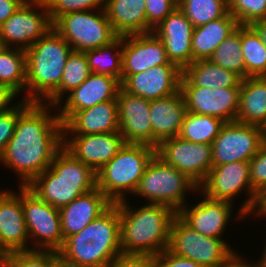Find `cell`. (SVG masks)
Listing matches in <instances>:
<instances>
[{"mask_svg": "<svg viewBox=\"0 0 266 267\" xmlns=\"http://www.w3.org/2000/svg\"><path fill=\"white\" fill-rule=\"evenodd\" d=\"M194 26L177 6L153 33L163 42L168 59L181 70L193 62L192 34Z\"/></svg>", "mask_w": 266, "mask_h": 267, "instance_id": "603a6c76", "label": "cell"}, {"mask_svg": "<svg viewBox=\"0 0 266 267\" xmlns=\"http://www.w3.org/2000/svg\"><path fill=\"white\" fill-rule=\"evenodd\" d=\"M242 253L236 254L224 267H259L258 263L254 260L248 259Z\"/></svg>", "mask_w": 266, "mask_h": 267, "instance_id": "681fc988", "label": "cell"}, {"mask_svg": "<svg viewBox=\"0 0 266 267\" xmlns=\"http://www.w3.org/2000/svg\"><path fill=\"white\" fill-rule=\"evenodd\" d=\"M182 70L175 64L154 66L149 70L128 75L121 88L132 95L146 100L164 98L180 90Z\"/></svg>", "mask_w": 266, "mask_h": 267, "instance_id": "ffe728a7", "label": "cell"}, {"mask_svg": "<svg viewBox=\"0 0 266 267\" xmlns=\"http://www.w3.org/2000/svg\"><path fill=\"white\" fill-rule=\"evenodd\" d=\"M209 60L215 65L234 72L241 79L246 78L245 62L241 51V25L219 44Z\"/></svg>", "mask_w": 266, "mask_h": 267, "instance_id": "d590c367", "label": "cell"}, {"mask_svg": "<svg viewBox=\"0 0 266 267\" xmlns=\"http://www.w3.org/2000/svg\"><path fill=\"white\" fill-rule=\"evenodd\" d=\"M228 12L239 25L266 18V0H228Z\"/></svg>", "mask_w": 266, "mask_h": 267, "instance_id": "f35d334b", "label": "cell"}, {"mask_svg": "<svg viewBox=\"0 0 266 267\" xmlns=\"http://www.w3.org/2000/svg\"><path fill=\"white\" fill-rule=\"evenodd\" d=\"M45 4L53 24L60 16L70 12L103 9L105 0H46Z\"/></svg>", "mask_w": 266, "mask_h": 267, "instance_id": "ab89813d", "label": "cell"}, {"mask_svg": "<svg viewBox=\"0 0 266 267\" xmlns=\"http://www.w3.org/2000/svg\"><path fill=\"white\" fill-rule=\"evenodd\" d=\"M55 267H86V266H80L77 264L67 262L58 255V252H55Z\"/></svg>", "mask_w": 266, "mask_h": 267, "instance_id": "816d5d0a", "label": "cell"}, {"mask_svg": "<svg viewBox=\"0 0 266 267\" xmlns=\"http://www.w3.org/2000/svg\"><path fill=\"white\" fill-rule=\"evenodd\" d=\"M71 51L53 27L26 50L25 100L44 103L59 88Z\"/></svg>", "mask_w": 266, "mask_h": 267, "instance_id": "5b68a950", "label": "cell"}, {"mask_svg": "<svg viewBox=\"0 0 266 267\" xmlns=\"http://www.w3.org/2000/svg\"><path fill=\"white\" fill-rule=\"evenodd\" d=\"M2 267H55V251H16L0 257Z\"/></svg>", "mask_w": 266, "mask_h": 267, "instance_id": "74e56055", "label": "cell"}, {"mask_svg": "<svg viewBox=\"0 0 266 267\" xmlns=\"http://www.w3.org/2000/svg\"><path fill=\"white\" fill-rule=\"evenodd\" d=\"M264 244L263 246V250H261V256L259 257V260L258 258H256V262L258 263L259 267H266V238H265V243H262Z\"/></svg>", "mask_w": 266, "mask_h": 267, "instance_id": "f5cc1de1", "label": "cell"}, {"mask_svg": "<svg viewBox=\"0 0 266 267\" xmlns=\"http://www.w3.org/2000/svg\"><path fill=\"white\" fill-rule=\"evenodd\" d=\"M25 0H0V26L12 16Z\"/></svg>", "mask_w": 266, "mask_h": 267, "instance_id": "7dc6e473", "label": "cell"}, {"mask_svg": "<svg viewBox=\"0 0 266 267\" xmlns=\"http://www.w3.org/2000/svg\"><path fill=\"white\" fill-rule=\"evenodd\" d=\"M128 200L131 199L116 203L122 253L155 258L168 247L171 224L177 213L161 204L142 202V206H131L133 200L131 203Z\"/></svg>", "mask_w": 266, "mask_h": 267, "instance_id": "7a4b0ae2", "label": "cell"}, {"mask_svg": "<svg viewBox=\"0 0 266 267\" xmlns=\"http://www.w3.org/2000/svg\"><path fill=\"white\" fill-rule=\"evenodd\" d=\"M62 147L63 124L57 107L33 102L18 117L0 164L15 172L17 186H27L51 165Z\"/></svg>", "mask_w": 266, "mask_h": 267, "instance_id": "6da1fadb", "label": "cell"}, {"mask_svg": "<svg viewBox=\"0 0 266 267\" xmlns=\"http://www.w3.org/2000/svg\"><path fill=\"white\" fill-rule=\"evenodd\" d=\"M150 120L152 125V147L157 148L165 139L179 135L182 122L187 113L182 92L150 101Z\"/></svg>", "mask_w": 266, "mask_h": 267, "instance_id": "d4e9b609", "label": "cell"}, {"mask_svg": "<svg viewBox=\"0 0 266 267\" xmlns=\"http://www.w3.org/2000/svg\"><path fill=\"white\" fill-rule=\"evenodd\" d=\"M238 26L237 20L228 12L224 17L194 27L191 43L193 61L209 60L219 44Z\"/></svg>", "mask_w": 266, "mask_h": 267, "instance_id": "83f0119b", "label": "cell"}, {"mask_svg": "<svg viewBox=\"0 0 266 267\" xmlns=\"http://www.w3.org/2000/svg\"><path fill=\"white\" fill-rule=\"evenodd\" d=\"M262 133H263V139L266 142V122L261 127Z\"/></svg>", "mask_w": 266, "mask_h": 267, "instance_id": "11a10c76", "label": "cell"}, {"mask_svg": "<svg viewBox=\"0 0 266 267\" xmlns=\"http://www.w3.org/2000/svg\"><path fill=\"white\" fill-rule=\"evenodd\" d=\"M125 143L120 132L63 135V147L96 172L108 163Z\"/></svg>", "mask_w": 266, "mask_h": 267, "instance_id": "44dd1931", "label": "cell"}, {"mask_svg": "<svg viewBox=\"0 0 266 267\" xmlns=\"http://www.w3.org/2000/svg\"><path fill=\"white\" fill-rule=\"evenodd\" d=\"M156 155V148L125 143L119 152L97 172V188L113 203L130 198L145 169ZM130 196V197H129Z\"/></svg>", "mask_w": 266, "mask_h": 267, "instance_id": "8992f818", "label": "cell"}, {"mask_svg": "<svg viewBox=\"0 0 266 267\" xmlns=\"http://www.w3.org/2000/svg\"><path fill=\"white\" fill-rule=\"evenodd\" d=\"M180 91L186 102L187 111L194 114L210 115L226 122L237 118L240 99V87L203 88L193 86L183 75Z\"/></svg>", "mask_w": 266, "mask_h": 267, "instance_id": "2e32d148", "label": "cell"}, {"mask_svg": "<svg viewBox=\"0 0 266 267\" xmlns=\"http://www.w3.org/2000/svg\"><path fill=\"white\" fill-rule=\"evenodd\" d=\"M7 47V45L5 44L3 38L0 35V53L3 52Z\"/></svg>", "mask_w": 266, "mask_h": 267, "instance_id": "db71d44e", "label": "cell"}, {"mask_svg": "<svg viewBox=\"0 0 266 267\" xmlns=\"http://www.w3.org/2000/svg\"><path fill=\"white\" fill-rule=\"evenodd\" d=\"M112 204L106 195L96 187L60 208L63 243L67 237L80 232L97 219Z\"/></svg>", "mask_w": 266, "mask_h": 267, "instance_id": "cb8c5ba5", "label": "cell"}, {"mask_svg": "<svg viewBox=\"0 0 266 267\" xmlns=\"http://www.w3.org/2000/svg\"><path fill=\"white\" fill-rule=\"evenodd\" d=\"M224 124L222 119L187 111L178 137L193 143L211 145Z\"/></svg>", "mask_w": 266, "mask_h": 267, "instance_id": "d6a6232c", "label": "cell"}, {"mask_svg": "<svg viewBox=\"0 0 266 267\" xmlns=\"http://www.w3.org/2000/svg\"><path fill=\"white\" fill-rule=\"evenodd\" d=\"M241 51L246 78L266 76V47L250 25H241Z\"/></svg>", "mask_w": 266, "mask_h": 267, "instance_id": "e575fe53", "label": "cell"}, {"mask_svg": "<svg viewBox=\"0 0 266 267\" xmlns=\"http://www.w3.org/2000/svg\"><path fill=\"white\" fill-rule=\"evenodd\" d=\"M25 1H29V2H45L46 0H25Z\"/></svg>", "mask_w": 266, "mask_h": 267, "instance_id": "9f6ffc18", "label": "cell"}, {"mask_svg": "<svg viewBox=\"0 0 266 267\" xmlns=\"http://www.w3.org/2000/svg\"><path fill=\"white\" fill-rule=\"evenodd\" d=\"M236 121L259 127L266 122V76L241 79Z\"/></svg>", "mask_w": 266, "mask_h": 267, "instance_id": "f1b7e54d", "label": "cell"}, {"mask_svg": "<svg viewBox=\"0 0 266 267\" xmlns=\"http://www.w3.org/2000/svg\"><path fill=\"white\" fill-rule=\"evenodd\" d=\"M52 27L68 42L72 51L77 52L107 46L119 37L113 31L104 8L64 14Z\"/></svg>", "mask_w": 266, "mask_h": 267, "instance_id": "9c48e42d", "label": "cell"}, {"mask_svg": "<svg viewBox=\"0 0 266 267\" xmlns=\"http://www.w3.org/2000/svg\"><path fill=\"white\" fill-rule=\"evenodd\" d=\"M26 84V51L6 48L0 53V85L7 86L18 96L24 94Z\"/></svg>", "mask_w": 266, "mask_h": 267, "instance_id": "4dcf8cb0", "label": "cell"}, {"mask_svg": "<svg viewBox=\"0 0 266 267\" xmlns=\"http://www.w3.org/2000/svg\"><path fill=\"white\" fill-rule=\"evenodd\" d=\"M265 143L261 127L226 122L212 142V166L249 162Z\"/></svg>", "mask_w": 266, "mask_h": 267, "instance_id": "4fadbf2b", "label": "cell"}, {"mask_svg": "<svg viewBox=\"0 0 266 267\" xmlns=\"http://www.w3.org/2000/svg\"><path fill=\"white\" fill-rule=\"evenodd\" d=\"M32 103L33 102L31 101L20 98L12 108L7 110L6 112L0 113V158L15 132L18 117Z\"/></svg>", "mask_w": 266, "mask_h": 267, "instance_id": "60d3db41", "label": "cell"}, {"mask_svg": "<svg viewBox=\"0 0 266 267\" xmlns=\"http://www.w3.org/2000/svg\"><path fill=\"white\" fill-rule=\"evenodd\" d=\"M107 267H157L154 258L121 255L113 259Z\"/></svg>", "mask_w": 266, "mask_h": 267, "instance_id": "f6af8a7d", "label": "cell"}, {"mask_svg": "<svg viewBox=\"0 0 266 267\" xmlns=\"http://www.w3.org/2000/svg\"><path fill=\"white\" fill-rule=\"evenodd\" d=\"M27 187L41 200L60 209L97 187L96 171L62 147L51 165Z\"/></svg>", "mask_w": 266, "mask_h": 267, "instance_id": "277c9868", "label": "cell"}, {"mask_svg": "<svg viewBox=\"0 0 266 267\" xmlns=\"http://www.w3.org/2000/svg\"><path fill=\"white\" fill-rule=\"evenodd\" d=\"M178 7L194 27L205 25L228 13L227 0H184Z\"/></svg>", "mask_w": 266, "mask_h": 267, "instance_id": "8d00e7d4", "label": "cell"}, {"mask_svg": "<svg viewBox=\"0 0 266 267\" xmlns=\"http://www.w3.org/2000/svg\"><path fill=\"white\" fill-rule=\"evenodd\" d=\"M120 88L121 82L118 79L91 73L79 87L73 89L56 105L62 124L76 111L117 99Z\"/></svg>", "mask_w": 266, "mask_h": 267, "instance_id": "ac0fdd59", "label": "cell"}, {"mask_svg": "<svg viewBox=\"0 0 266 267\" xmlns=\"http://www.w3.org/2000/svg\"><path fill=\"white\" fill-rule=\"evenodd\" d=\"M226 239L205 236L187 225L178 215L172 221L167 249L204 267H224L240 253Z\"/></svg>", "mask_w": 266, "mask_h": 267, "instance_id": "ba28073f", "label": "cell"}, {"mask_svg": "<svg viewBox=\"0 0 266 267\" xmlns=\"http://www.w3.org/2000/svg\"><path fill=\"white\" fill-rule=\"evenodd\" d=\"M252 190L258 195L266 188V142L249 161Z\"/></svg>", "mask_w": 266, "mask_h": 267, "instance_id": "b9f144b4", "label": "cell"}, {"mask_svg": "<svg viewBox=\"0 0 266 267\" xmlns=\"http://www.w3.org/2000/svg\"><path fill=\"white\" fill-rule=\"evenodd\" d=\"M182 75L193 86L212 89L241 87V78L237 74L210 60L193 61L182 70Z\"/></svg>", "mask_w": 266, "mask_h": 267, "instance_id": "f546056e", "label": "cell"}, {"mask_svg": "<svg viewBox=\"0 0 266 267\" xmlns=\"http://www.w3.org/2000/svg\"><path fill=\"white\" fill-rule=\"evenodd\" d=\"M22 208L29 236V251H55L63 246L59 209L22 186Z\"/></svg>", "mask_w": 266, "mask_h": 267, "instance_id": "8fae6325", "label": "cell"}, {"mask_svg": "<svg viewBox=\"0 0 266 267\" xmlns=\"http://www.w3.org/2000/svg\"><path fill=\"white\" fill-rule=\"evenodd\" d=\"M198 191L199 186L193 180L155 155L132 197H137V201L138 197L143 198L145 204L169 206L178 213L188 202V194L194 196Z\"/></svg>", "mask_w": 266, "mask_h": 267, "instance_id": "52a82bcc", "label": "cell"}, {"mask_svg": "<svg viewBox=\"0 0 266 267\" xmlns=\"http://www.w3.org/2000/svg\"><path fill=\"white\" fill-rule=\"evenodd\" d=\"M154 260L157 267H204L193 260L176 255L168 249L162 251Z\"/></svg>", "mask_w": 266, "mask_h": 267, "instance_id": "ee69618b", "label": "cell"}, {"mask_svg": "<svg viewBox=\"0 0 266 267\" xmlns=\"http://www.w3.org/2000/svg\"><path fill=\"white\" fill-rule=\"evenodd\" d=\"M119 132L126 143L152 146L150 101L120 88L117 96Z\"/></svg>", "mask_w": 266, "mask_h": 267, "instance_id": "7402d4cb", "label": "cell"}, {"mask_svg": "<svg viewBox=\"0 0 266 267\" xmlns=\"http://www.w3.org/2000/svg\"><path fill=\"white\" fill-rule=\"evenodd\" d=\"M199 191L213 200L228 201L235 204L241 194L245 197L239 209L247 217L254 209L257 194L252 190L249 162H231L212 166Z\"/></svg>", "mask_w": 266, "mask_h": 267, "instance_id": "30bf717a", "label": "cell"}, {"mask_svg": "<svg viewBox=\"0 0 266 267\" xmlns=\"http://www.w3.org/2000/svg\"><path fill=\"white\" fill-rule=\"evenodd\" d=\"M29 251V236L22 208V186L0 188V257L9 252Z\"/></svg>", "mask_w": 266, "mask_h": 267, "instance_id": "e0dca14e", "label": "cell"}, {"mask_svg": "<svg viewBox=\"0 0 266 267\" xmlns=\"http://www.w3.org/2000/svg\"><path fill=\"white\" fill-rule=\"evenodd\" d=\"M104 10L119 37L153 32L147 24L145 0H105Z\"/></svg>", "mask_w": 266, "mask_h": 267, "instance_id": "4316f807", "label": "cell"}, {"mask_svg": "<svg viewBox=\"0 0 266 267\" xmlns=\"http://www.w3.org/2000/svg\"><path fill=\"white\" fill-rule=\"evenodd\" d=\"M164 64L174 63L168 59L163 42L153 32L122 36L121 82L128 75Z\"/></svg>", "mask_w": 266, "mask_h": 267, "instance_id": "d6986e66", "label": "cell"}, {"mask_svg": "<svg viewBox=\"0 0 266 267\" xmlns=\"http://www.w3.org/2000/svg\"><path fill=\"white\" fill-rule=\"evenodd\" d=\"M119 132L117 100L76 111L64 124L63 135Z\"/></svg>", "mask_w": 266, "mask_h": 267, "instance_id": "484cf974", "label": "cell"}, {"mask_svg": "<svg viewBox=\"0 0 266 267\" xmlns=\"http://www.w3.org/2000/svg\"><path fill=\"white\" fill-rule=\"evenodd\" d=\"M176 7L173 0H145L147 24L154 29Z\"/></svg>", "mask_w": 266, "mask_h": 267, "instance_id": "7bdbcfd3", "label": "cell"}, {"mask_svg": "<svg viewBox=\"0 0 266 267\" xmlns=\"http://www.w3.org/2000/svg\"><path fill=\"white\" fill-rule=\"evenodd\" d=\"M58 255L67 262L86 267H107L123 255L118 205L112 204L80 232L67 237Z\"/></svg>", "mask_w": 266, "mask_h": 267, "instance_id": "3957f363", "label": "cell"}, {"mask_svg": "<svg viewBox=\"0 0 266 267\" xmlns=\"http://www.w3.org/2000/svg\"><path fill=\"white\" fill-rule=\"evenodd\" d=\"M156 155L198 186L212 168V145L193 143L178 136L163 140L156 148Z\"/></svg>", "mask_w": 266, "mask_h": 267, "instance_id": "9a60e30c", "label": "cell"}, {"mask_svg": "<svg viewBox=\"0 0 266 267\" xmlns=\"http://www.w3.org/2000/svg\"><path fill=\"white\" fill-rule=\"evenodd\" d=\"M18 98L20 99L10 88L0 85V113L6 112L12 108L16 104L15 102L18 101Z\"/></svg>", "mask_w": 266, "mask_h": 267, "instance_id": "bcb514c9", "label": "cell"}, {"mask_svg": "<svg viewBox=\"0 0 266 267\" xmlns=\"http://www.w3.org/2000/svg\"><path fill=\"white\" fill-rule=\"evenodd\" d=\"M251 216V217H250ZM260 218L258 221H262V219H266V188L258 194L257 200L254 206V209L252 210L251 214L249 215V218Z\"/></svg>", "mask_w": 266, "mask_h": 267, "instance_id": "c3c4849f", "label": "cell"}, {"mask_svg": "<svg viewBox=\"0 0 266 267\" xmlns=\"http://www.w3.org/2000/svg\"><path fill=\"white\" fill-rule=\"evenodd\" d=\"M51 28L52 22L45 2L25 1L0 26V35L7 47L26 51Z\"/></svg>", "mask_w": 266, "mask_h": 267, "instance_id": "5bb4252c", "label": "cell"}, {"mask_svg": "<svg viewBox=\"0 0 266 267\" xmlns=\"http://www.w3.org/2000/svg\"><path fill=\"white\" fill-rule=\"evenodd\" d=\"M250 26L259 35L261 41L266 47V18L255 21Z\"/></svg>", "mask_w": 266, "mask_h": 267, "instance_id": "f907efd6", "label": "cell"}, {"mask_svg": "<svg viewBox=\"0 0 266 267\" xmlns=\"http://www.w3.org/2000/svg\"><path fill=\"white\" fill-rule=\"evenodd\" d=\"M91 73L85 52L71 51L65 63L59 88L44 103L56 106L68 93L79 87Z\"/></svg>", "mask_w": 266, "mask_h": 267, "instance_id": "1f68e13d", "label": "cell"}, {"mask_svg": "<svg viewBox=\"0 0 266 267\" xmlns=\"http://www.w3.org/2000/svg\"><path fill=\"white\" fill-rule=\"evenodd\" d=\"M92 73L112 76L121 82L122 36L111 44L85 52Z\"/></svg>", "mask_w": 266, "mask_h": 267, "instance_id": "836d02e7", "label": "cell"}, {"mask_svg": "<svg viewBox=\"0 0 266 267\" xmlns=\"http://www.w3.org/2000/svg\"><path fill=\"white\" fill-rule=\"evenodd\" d=\"M175 2V4L178 6L181 2H183L184 0H173Z\"/></svg>", "mask_w": 266, "mask_h": 267, "instance_id": "6f0895ef", "label": "cell"}, {"mask_svg": "<svg viewBox=\"0 0 266 267\" xmlns=\"http://www.w3.org/2000/svg\"><path fill=\"white\" fill-rule=\"evenodd\" d=\"M196 196L200 197H197L198 203L194 202L195 204L190 205L191 201L187 202L177 215L192 229L205 236L224 239L225 232L231 225L230 220L232 222L235 220L233 224L238 221L243 224L246 218L249 219L239 209L237 214H234L235 204L210 199L200 191L196 192Z\"/></svg>", "mask_w": 266, "mask_h": 267, "instance_id": "7c38bea8", "label": "cell"}]
</instances>
